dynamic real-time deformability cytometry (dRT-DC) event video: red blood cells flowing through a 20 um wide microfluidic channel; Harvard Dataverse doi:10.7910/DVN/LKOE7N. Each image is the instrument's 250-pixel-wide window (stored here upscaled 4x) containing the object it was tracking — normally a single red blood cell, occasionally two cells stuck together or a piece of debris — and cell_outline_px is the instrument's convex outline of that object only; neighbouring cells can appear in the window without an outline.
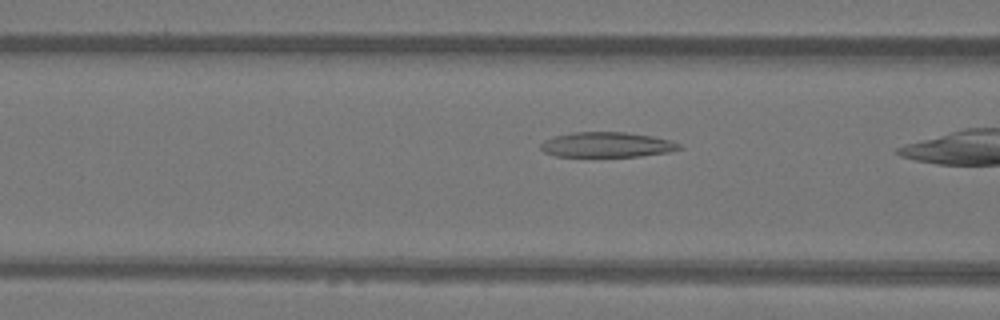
{"species": "Egyptian fruit bat (a non-hibernating species)", "species_latin": "Rousettus aegyptiacus", "temperature_condition": "warm", "stored_images_in_passage": 24, "camera_frame_rate_fps": 3000, "um_per_image_px": 0.085, "animal": {"sex": "female"}, "frame": {"image": 1, "passage_image": 17, "time_ms": 5.333, "image_size_px": [1000, 320], "cell_outline_px": [[684, 148], [668, 152], [640, 156], [556, 156], [544, 152], [540, 148], [540, 144], [544, 140], [552, 136], [572, 132], [624, 132], [652, 136], [668, 140], [680, 144]], "centroid_in_image_um": [51.55, 12.29], "position_along_channel_um": 115.0, "area_um2": 20.23}}